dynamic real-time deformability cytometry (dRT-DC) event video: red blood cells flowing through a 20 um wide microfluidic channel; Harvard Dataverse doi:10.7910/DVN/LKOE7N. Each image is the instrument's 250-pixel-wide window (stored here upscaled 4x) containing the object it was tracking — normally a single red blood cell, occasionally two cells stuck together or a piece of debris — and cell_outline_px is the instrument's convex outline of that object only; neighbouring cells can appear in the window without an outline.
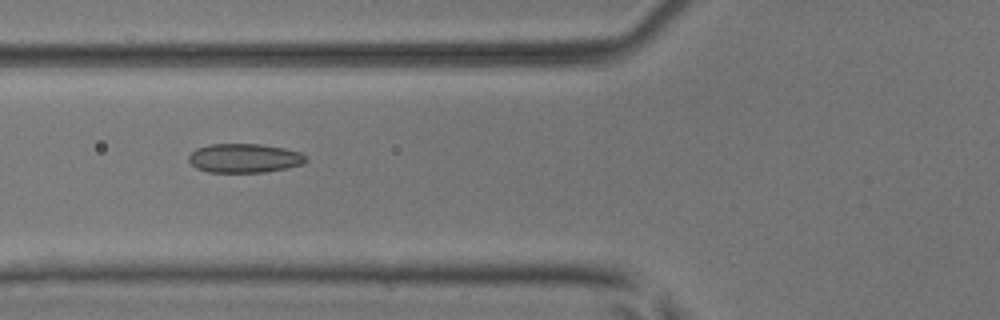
{"species": "common noctule bat (a hibernating species)", "species_latin": "Nyctalus noctula", "temperature_condition": "room temperature", "stored_images_in_passage": 36, "camera_frame_rate_fps": 3000, "um_per_image_px": 0.085, "animal": {"sex": "male", "body_mass_g": 17.9, "forearm_length_mm": 54.2}, "frame": {"image": 1, "passage_image": 21, "time_ms": 6.667, "image_size_px": [1000, 320], "cell_outline_px": [[308, 160], [304, 164], [288, 168], [264, 172], [208, 172], [196, 168], [188, 160], [188, 156], [196, 148], [208, 144], [260, 144], [284, 148], [300, 152], [308, 156]], "centroid_in_image_um": [20.8, 13.44], "position_along_channel_um": 105.0, "area_um2": 20.06}}
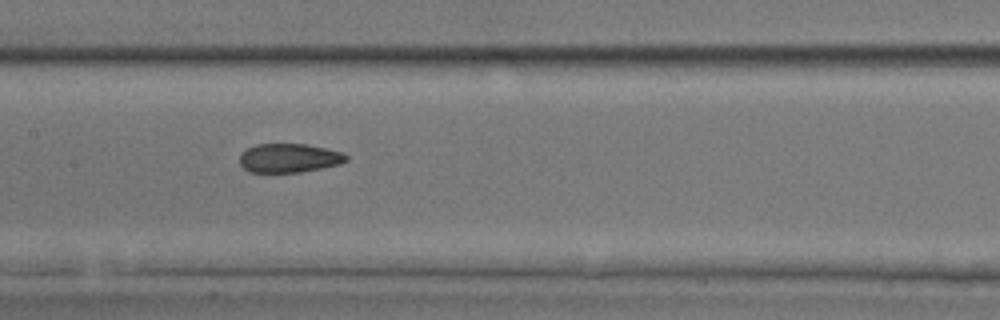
{"frame": {"image": 2, "passage_image": 27, "time_ms": 8.667, "image_size_px": [1000, 320], "cell_outline_px": [[348, 160], [340, 164], [300, 172], [248, 172], [240, 164], [240, 152], [256, 144], [304, 144], [344, 152], [348, 156]], "centroid_in_image_um": [24.56, 13.43], "position_along_channel_um": 182.8, "area_um2": 17.98}}
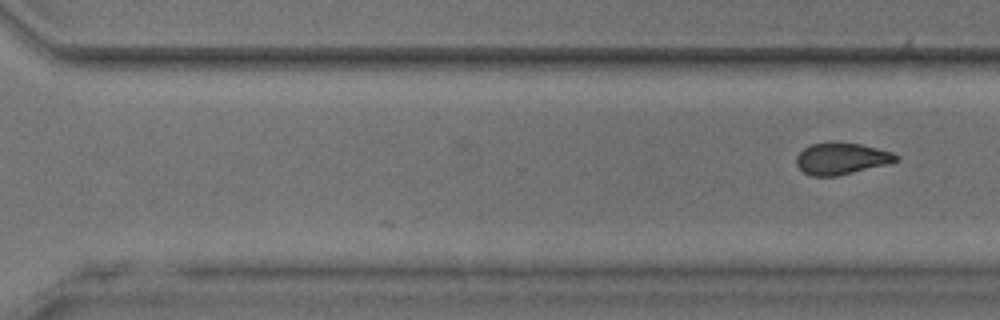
{"frame": {"image": 3, "passage_image": 36, "time_ms": 11.667, "image_size_px": [1000, 320], "cell_outline_px": [[900, 160], [888, 164], [836, 176], [812, 176], [804, 172], [796, 164], [796, 156], [804, 148], [812, 144], [836, 140], [860, 144], [892, 152], [900, 156]], "centroid_in_image_um": [71.53, 13.46], "position_along_channel_um": 299.1, "area_um2": 18.61}}